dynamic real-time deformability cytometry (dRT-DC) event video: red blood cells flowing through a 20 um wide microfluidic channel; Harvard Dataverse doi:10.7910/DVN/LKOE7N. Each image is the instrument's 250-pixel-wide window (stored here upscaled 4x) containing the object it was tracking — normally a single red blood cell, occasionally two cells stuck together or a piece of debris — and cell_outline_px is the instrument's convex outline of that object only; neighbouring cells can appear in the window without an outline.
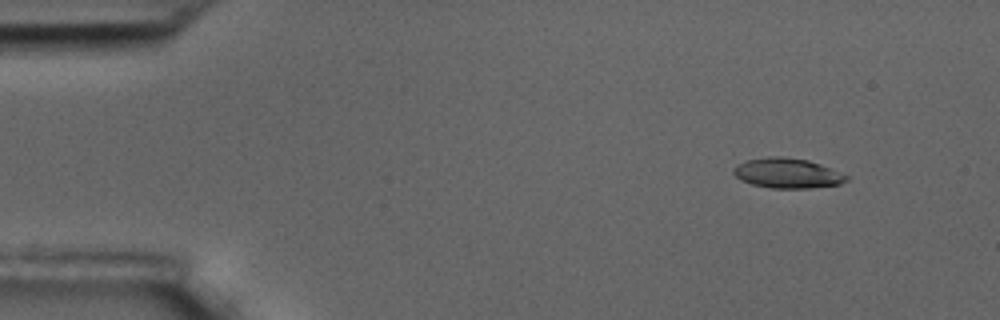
{"species": "common noctule bat (a hibernating species)", "species_latin": "Nyctalus noctula", "temperature_condition": "room temperature", "stored_images_in_passage": 4, "camera_frame_rate_fps": 3000, "um_per_image_px": 0.085, "animal": {"sex": "male", "body_mass_g": 17.5, "forearm_length_mm": 52.3}, "frame": {"image": 1, "passage_image": 1, "time_ms": 0.0, "image_size_px": [1000, 320], "cell_outline_px": [[848, 180], [840, 184], [808, 188], [772, 188], [752, 184], [740, 180], [732, 172], [732, 168], [736, 164], [748, 160], [768, 156], [780, 156], [808, 160], [820, 164], [848, 176]], "centroid_in_image_um": [66.88, 14.72], "position_along_channel_um": 18.1, "area_um2": 19.65}}
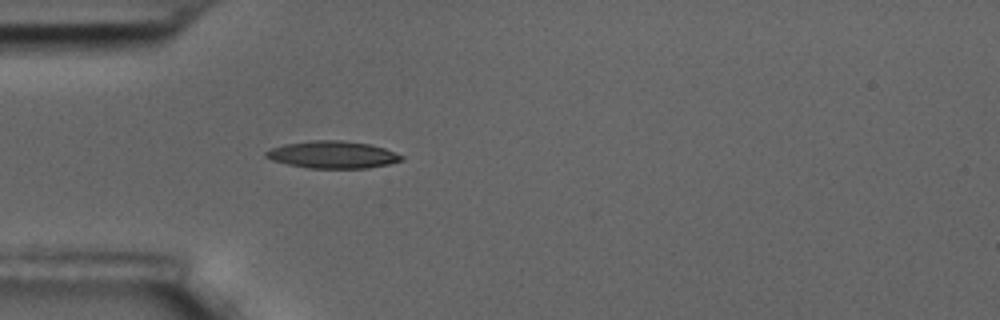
{"frame": {"image": 2, "passage_image": 4, "time_ms": 1.0, "image_size_px": [1000, 320], "cell_outline_px": [[404, 160], [388, 164], [368, 168], [308, 168], [288, 164], [272, 160], [264, 156], [264, 152], [272, 148], [284, 144], [312, 140], [340, 140], [372, 144], [384, 148], [404, 156]], "centroid_in_image_um": [28.28, 13.14], "position_along_channel_um": 56.7, "area_um2": 21.56}}